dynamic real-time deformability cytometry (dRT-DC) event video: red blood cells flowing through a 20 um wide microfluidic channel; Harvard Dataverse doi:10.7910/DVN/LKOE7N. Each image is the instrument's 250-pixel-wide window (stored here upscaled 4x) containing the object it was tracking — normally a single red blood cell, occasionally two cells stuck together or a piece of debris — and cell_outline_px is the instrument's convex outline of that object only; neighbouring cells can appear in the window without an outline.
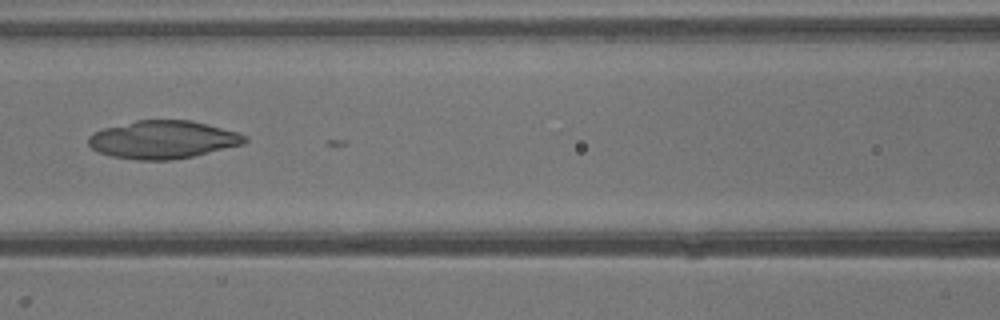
{"species": "common noctule bat (a hibernating species)", "species_latin": "Nyctalus noctula", "temperature_condition": "warm", "stored_images_in_passage": 20, "camera_frame_rate_fps": 3000, "um_per_image_px": 0.085, "animal": {"sex": "male", "body_mass_g": 13.3}, "frame": {"image": 1, "passage_image": 12, "time_ms": 3.667, "image_size_px": [1000, 320], "cell_outline_px": [[248, 140], [244, 144], [192, 156], [172, 160], [136, 160], [112, 156], [100, 152], [92, 148], [88, 144], [88, 136], [92, 132], [104, 128], [136, 120], [192, 120], [208, 124], [236, 132], [248, 136]], "centroid_in_image_um": [13.84, 11.86], "position_along_channel_um": 152.8, "area_um2": 34.56}}
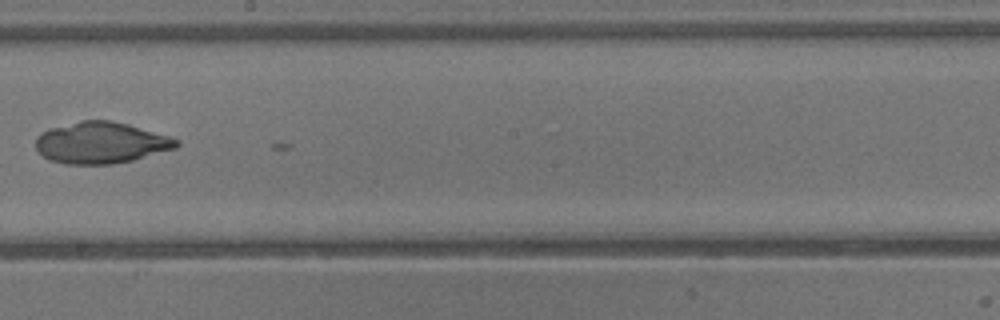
{"frame": {"image": 2, "passage_image": 17, "time_ms": 5.333, "image_size_px": [1000, 320], "cell_outline_px": [[180, 144], [176, 148], [132, 160], [112, 164], [64, 164], [48, 160], [36, 148], [36, 136], [48, 128], [80, 120], [112, 120], [128, 124], [172, 136], [180, 140]], "centroid_in_image_um": [8.59, 12.12], "position_along_channel_um": 239.6, "area_um2": 34.28}}